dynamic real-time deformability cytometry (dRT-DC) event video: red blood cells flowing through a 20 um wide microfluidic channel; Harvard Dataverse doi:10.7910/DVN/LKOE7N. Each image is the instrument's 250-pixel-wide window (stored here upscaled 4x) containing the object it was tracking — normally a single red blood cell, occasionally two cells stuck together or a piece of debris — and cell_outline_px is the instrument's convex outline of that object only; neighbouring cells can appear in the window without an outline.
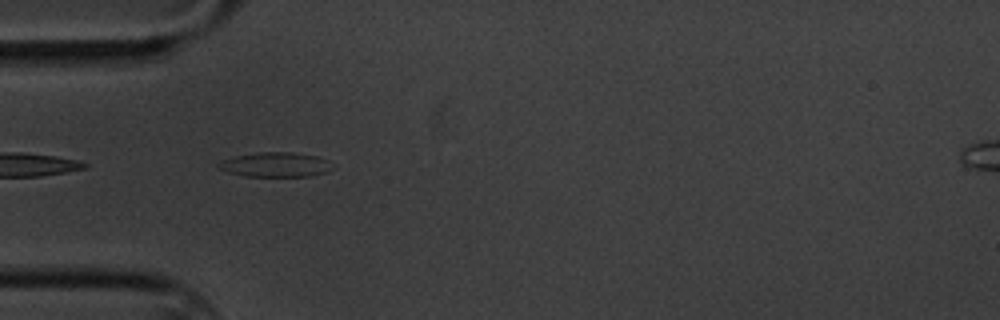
{"species": "common noctule bat (a hibernating species)", "species_latin": "Nyctalus noctula", "temperature_condition": "cold", "stored_images_in_passage": 4, "camera_frame_rate_fps": 3000, "um_per_image_px": 0.085, "animal": {"sex": "male", "body_mass_g": 20.1, "forearm_length_mm": 53.5}, "frame": {"image": 1, "passage_image": 2, "time_ms": 1.0, "image_size_px": [1000, 320], "cell_outline_px": [[328, 172], [312, 176], [244, 176], [228, 172], [220, 168], [216, 164], [220, 160], [236, 156], [260, 152], [292, 152], [316, 156], [328, 160]], "centroid_in_image_um": [23.37, 13.99], "position_along_channel_um": 61.6, "area_um2": 16.13}}
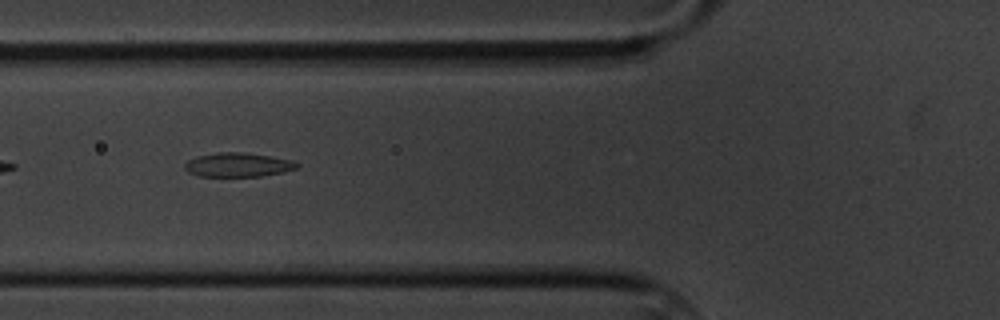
{"frame": {"image": 2, "passage_image": 3, "time_ms": 2.333, "image_size_px": [1000, 320], "cell_outline_px": [[300, 164], [296, 168], [284, 172], [260, 176], [200, 176], [188, 172], [184, 168], [184, 164], [188, 160], [196, 156], [216, 152], [244, 152], [292, 160]], "centroid_in_image_um": [20.2, 14.0], "position_along_channel_um": 105.6, "area_um2": 15.72}}
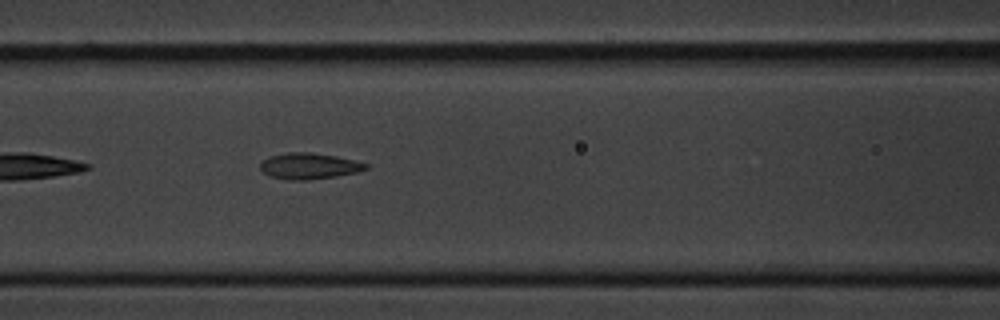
{"frame": {"image": 3, "passage_image": 4, "time_ms": 3.333, "image_size_px": [1000, 320], "cell_outline_px": [[368, 168], [356, 172], [336, 176], [308, 180], [288, 180], [272, 176], [264, 172], [260, 168], [260, 164], [268, 156], [288, 152], [308, 152], [336, 156], [368, 164]], "centroid_in_image_um": [26.25, 14.11], "position_along_channel_um": 140.3, "area_um2": 15.84}}